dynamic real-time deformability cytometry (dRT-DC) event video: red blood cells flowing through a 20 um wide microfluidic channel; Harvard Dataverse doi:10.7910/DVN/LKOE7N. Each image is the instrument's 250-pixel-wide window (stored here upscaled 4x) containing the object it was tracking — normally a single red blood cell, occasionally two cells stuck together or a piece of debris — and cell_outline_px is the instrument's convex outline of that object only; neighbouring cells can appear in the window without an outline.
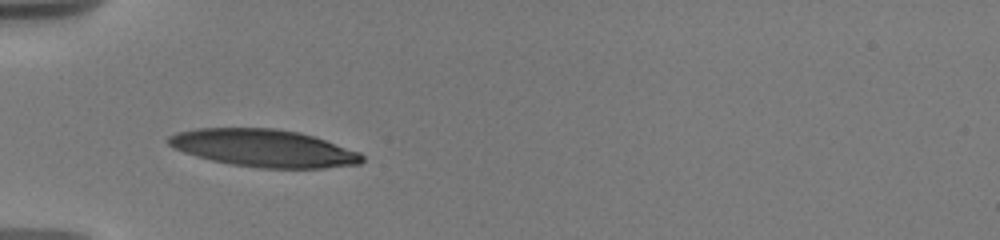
{"species": "human", "species_latin": "Homo sapiens", "temperature_condition": "warm", "stored_images_in_passage": 3, "camera_frame_rate_fps": 3000, "um_per_image_px": 0.085, "donor": {"sex": "male"}, "frame": {"image": 1, "passage_image": 1, "time_ms": 0.0, "image_size_px": [1000, 240], "cell_outline_px": [[364, 160], [360, 164], [324, 168], [260, 168], [232, 164], [212, 160], [196, 156], [184, 152], [168, 144], [164, 140], [168, 136], [176, 132], [196, 128], [276, 128], [300, 132], [360, 152], [364, 156]], "centroid_in_image_um": [22.4, 12.59], "position_along_channel_um": 62.6, "area_um2": 42.31}}